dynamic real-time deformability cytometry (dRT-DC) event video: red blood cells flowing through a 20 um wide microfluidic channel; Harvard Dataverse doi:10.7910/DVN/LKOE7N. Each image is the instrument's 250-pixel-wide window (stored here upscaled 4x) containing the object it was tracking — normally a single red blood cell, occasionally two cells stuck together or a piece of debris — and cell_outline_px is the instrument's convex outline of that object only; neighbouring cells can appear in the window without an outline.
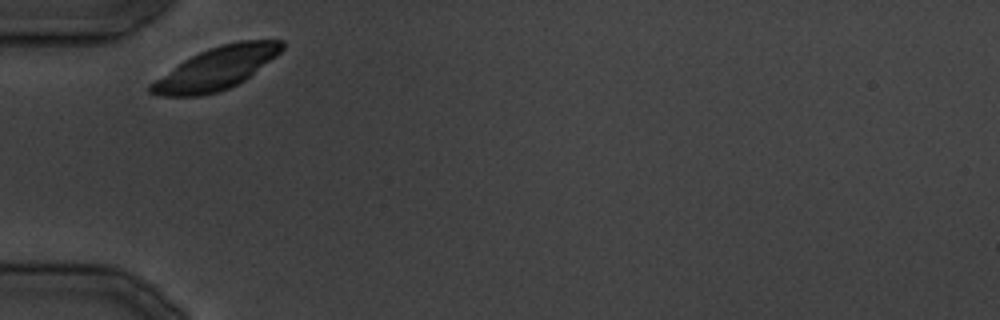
{"species": "common noctule bat (a hibernating species)", "species_latin": "Nyctalus noctula", "temperature_condition": "cold", "stored_images_in_passage": 19, "camera_frame_rate_fps": 3000, "um_per_image_px": 0.085, "animal": {"sex": "male", "body_mass_g": 19.5, "forearm_length_mm": 54.6}, "frame": {"image": 1, "passage_image": 1, "time_ms": 0.0, "image_size_px": [1000, 320], "cell_outline_px": [[284, 48], [276, 56], [244, 80], [228, 88], [216, 92], [200, 96], [160, 96], [148, 92], [148, 84], [184, 60], [200, 52], [224, 44], [240, 40], [284, 40]], "centroid_in_image_um": [18.37, 5.82], "position_along_channel_um": 66.6, "area_um2": 31.91}}